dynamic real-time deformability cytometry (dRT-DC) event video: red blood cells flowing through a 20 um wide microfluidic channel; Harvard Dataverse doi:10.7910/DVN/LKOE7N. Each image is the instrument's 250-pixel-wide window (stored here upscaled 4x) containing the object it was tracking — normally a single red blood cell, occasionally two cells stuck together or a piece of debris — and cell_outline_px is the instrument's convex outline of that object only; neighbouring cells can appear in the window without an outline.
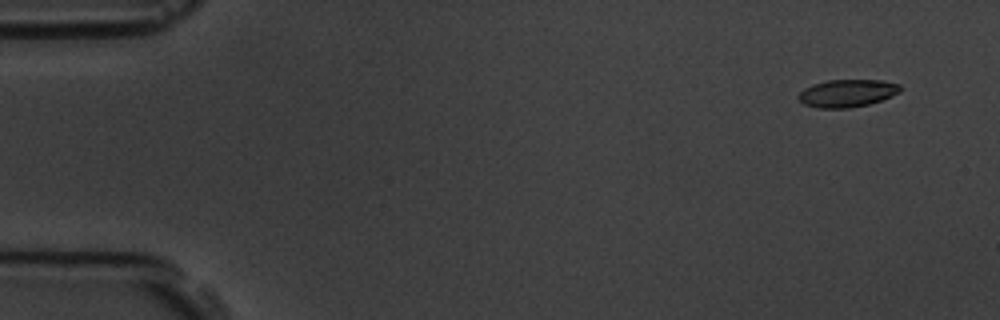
{"species": "common noctule bat (a hibernating species)", "species_latin": "Nyctalus noctula", "temperature_condition": "room temperature", "stored_images_in_passage": 6, "camera_frame_rate_fps": 3000, "um_per_image_px": 0.085, "animal": {"sex": "male", "body_mass_g": 19.5, "forearm_length_mm": 54.6}, "frame": {"image": 1, "passage_image": 2, "time_ms": 1.0, "image_size_px": [1000, 320], "cell_outline_px": [[900, 92], [892, 96], [868, 104], [848, 108], [816, 108], [804, 104], [796, 96], [804, 88], [812, 84], [828, 80], [884, 80], [900, 84]], "centroid_in_image_um": [71.99, 7.92], "position_along_channel_um": 13.0, "area_um2": 16.42}}
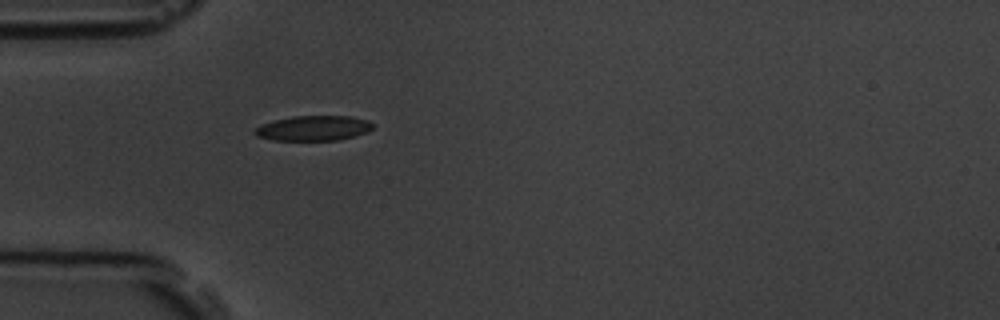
{"frame": {"image": 2, "passage_image": 6, "time_ms": 5.333, "image_size_px": [1000, 320], "cell_outline_px": [[376, 124], [368, 132], [336, 140], [272, 140], [256, 136], [252, 132], [260, 124], [292, 116], [352, 116], [368, 120]], "centroid_in_image_um": [26.65, 10.89], "position_along_channel_um": 58.4, "area_um2": 17.28}}